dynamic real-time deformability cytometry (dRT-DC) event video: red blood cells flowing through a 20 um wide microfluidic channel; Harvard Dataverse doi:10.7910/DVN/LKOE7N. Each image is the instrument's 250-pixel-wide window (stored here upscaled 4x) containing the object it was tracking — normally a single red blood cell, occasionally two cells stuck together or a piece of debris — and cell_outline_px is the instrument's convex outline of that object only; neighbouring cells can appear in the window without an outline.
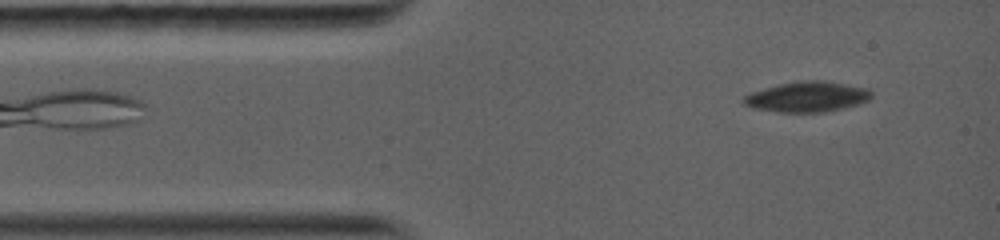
{"species": "common noctule bat (a hibernating species)", "species_latin": "Nyctalus noctula", "temperature_condition": "warm", "stored_images_in_passage": 77, "camera_frame_rate_fps": 5000, "um_per_image_px": 0.085, "animal": {"sex": "female", "body_mass_g": 19.0, "forearm_length_mm": 56.7}, "frame": {"image": 1, "passage_image": 2, "time_ms": 0.2, "image_size_px": [1000, 240], "cell_outline_px": [[872, 96], [868, 100], [844, 108], [824, 112], [780, 112], [756, 108], [744, 104], [744, 96], [752, 92], [764, 88], [780, 84], [800, 80], [824, 80], [868, 88], [872, 92]], "centroid_in_image_um": [68.65, 8.21], "position_along_channel_um": 16.4, "area_um2": 22.43}}
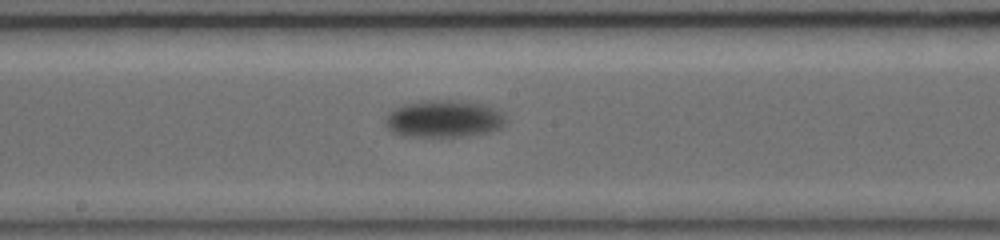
{"frame": {"image": 2, "passage_image": 38, "time_ms": 6.8, "image_size_px": [1000, 240], "cell_outline_px": [[508, 120], [500, 128], [488, 132], [464, 136], [404, 136], [392, 132], [384, 124], [384, 120], [388, 112], [404, 104], [420, 100], [452, 100], [484, 104], [500, 112]], "centroid_in_image_um": [37.69, 10.09], "position_along_channel_um": 210.5, "area_um2": 26.13}}
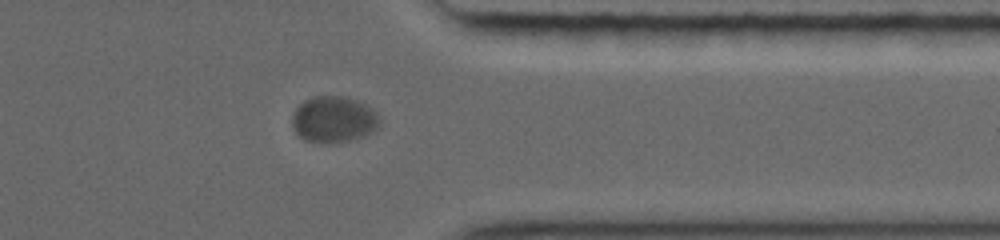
{"frame": {"image": 3, "passage_image": 69, "time_ms": 11.6, "image_size_px": [1000, 240], "cell_outline_px": [[380, 124], [372, 132], [364, 136], [352, 140], [320, 144], [304, 140], [296, 132], [292, 124], [292, 116], [296, 108], [304, 100], [316, 96], [344, 96], [356, 100], [372, 108], [380, 116]], "centroid_in_image_um": [28.37, 10.16], "position_along_channel_um": 383.0, "area_um2": 23.76}}